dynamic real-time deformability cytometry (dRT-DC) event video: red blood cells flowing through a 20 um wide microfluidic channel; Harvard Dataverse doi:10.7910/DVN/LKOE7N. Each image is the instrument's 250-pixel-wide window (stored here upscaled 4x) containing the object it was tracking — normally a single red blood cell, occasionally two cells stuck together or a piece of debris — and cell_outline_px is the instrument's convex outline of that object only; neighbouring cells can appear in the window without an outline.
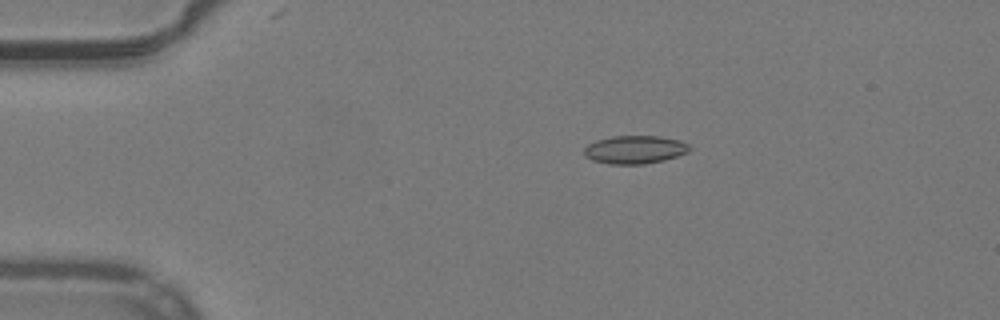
{"species": "common noctule bat (a hibernating species)", "species_latin": "Nyctalus noctula", "temperature_condition": "warm", "stored_images_in_passage": 45, "camera_frame_rate_fps": 3000, "um_per_image_px": 0.085, "animal": {"sex": "male", "body_mass_g": 19.2, "forearm_length_mm": 51.8}, "frame": {"image": 1, "passage_image": 3, "time_ms": 0.667, "image_size_px": [1000, 320], "cell_outline_px": [[692, 148], [688, 152], [664, 160], [644, 164], [608, 164], [592, 160], [584, 156], [584, 148], [588, 144], [596, 140], [612, 136], [660, 136], [680, 140], [688, 144]], "centroid_in_image_um": [53.95, 12.71], "position_along_channel_um": 31.0, "area_um2": 17.4}}
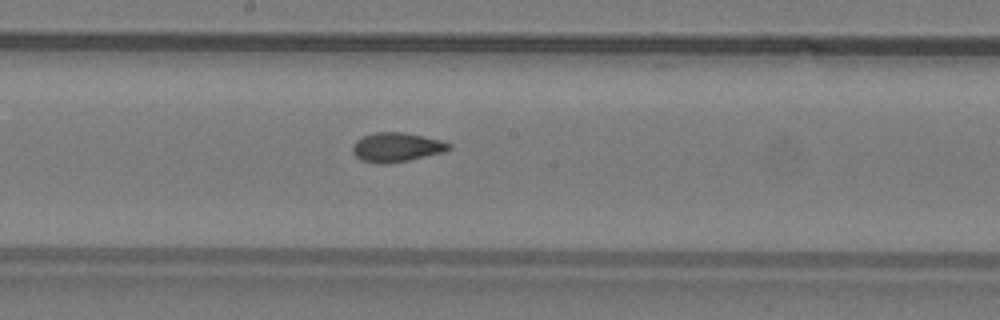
{"frame": {"image": 2, "passage_image": 21, "time_ms": 6.667, "image_size_px": [1000, 320], "cell_outline_px": [[452, 148], [444, 152], [408, 160], [384, 164], [376, 164], [360, 160], [352, 152], [352, 144], [356, 140], [372, 132], [404, 132], [440, 140], [452, 144]], "centroid_in_image_um": [33.68, 12.51], "position_along_channel_um": 214.5, "area_um2": 16.53}}
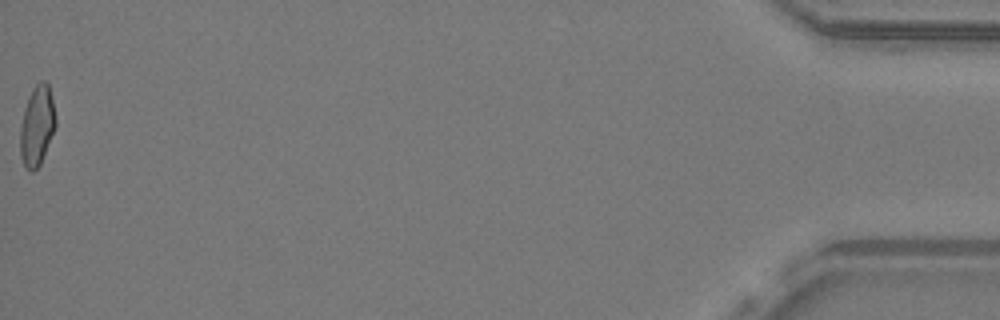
{"frame": {"image": 3, "passage_image": 45, "time_ms": 14.667, "image_size_px": [1000, 320], "cell_outline_px": [[56, 124], [40, 164], [32, 172], [24, 168], [20, 156], [20, 124], [24, 108], [32, 88], [40, 80], [44, 80], [48, 84], [56, 116]], "centroid_in_image_um": [3.12, 10.69], "position_along_channel_um": 432.1, "area_um2": 16.53}, "authors_computed_cell_mechanics": {"area_um2": 16.2418, "velocity_mm_per_s": 3.9898, "shape_relaxation_time_tau1_ms": null, "shape_relaxation_time_tau2_ms": 1.3738, "deformation_change_tau1": null, "deformation_change_tau2": 0.0654}}